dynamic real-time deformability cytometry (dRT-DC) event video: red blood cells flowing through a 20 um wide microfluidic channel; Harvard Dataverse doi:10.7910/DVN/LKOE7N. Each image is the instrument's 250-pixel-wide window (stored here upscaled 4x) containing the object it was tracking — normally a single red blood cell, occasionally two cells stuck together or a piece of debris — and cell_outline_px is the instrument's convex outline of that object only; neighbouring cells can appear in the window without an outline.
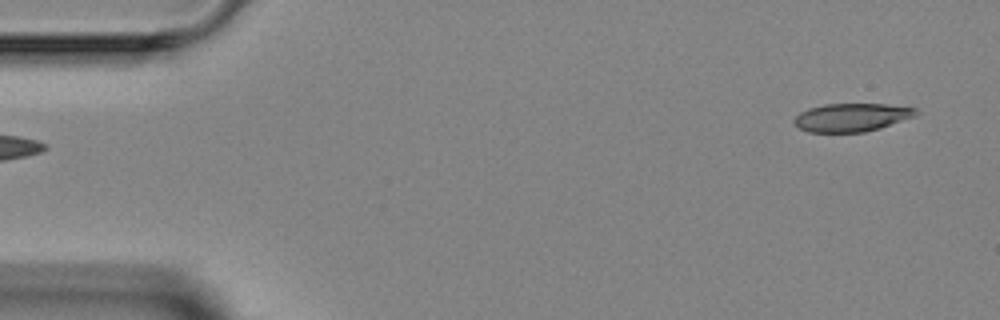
{"species": "Egyptian fruit bat (a non-hibernating species)", "species_latin": "Rousettus aegyptiacus", "temperature_condition": "room temperature", "stored_images_in_passage": 5, "segment_of_instrument_passage": [2, 2], "camera_frame_rate_fps": 3000, "um_per_image_px": 0.085, "animal": {"sex": "female"}, "frame": {"image": 1, "passage_image": 5, "time_ms": 4.667, "image_size_px": [1000, 320], "cell_outline_px": [[920, 112], [916, 116], [880, 128], [864, 132], [808, 132], [800, 128], [792, 120], [800, 112], [808, 108], [824, 104], [884, 104], [916, 108]], "centroid_in_image_um": [72.4, 9.97], "position_along_channel_um": 12.6, "area_um2": 20.06}}